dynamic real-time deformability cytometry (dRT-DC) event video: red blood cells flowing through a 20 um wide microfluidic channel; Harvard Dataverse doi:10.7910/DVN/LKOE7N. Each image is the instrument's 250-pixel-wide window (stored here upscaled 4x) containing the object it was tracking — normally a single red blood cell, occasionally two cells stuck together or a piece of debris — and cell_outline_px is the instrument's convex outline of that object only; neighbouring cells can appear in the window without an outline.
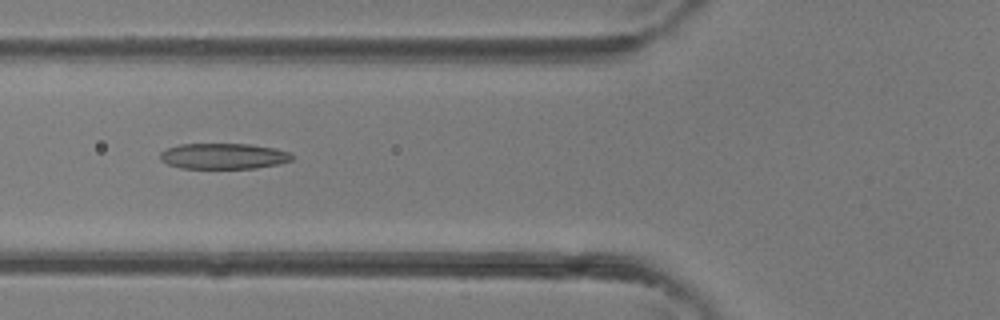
{"species": "common noctule bat (a hibernating species)", "species_latin": "Nyctalus noctula", "temperature_condition": "room temperature", "stored_images_in_passage": 39, "camera_frame_rate_fps": 3000, "um_per_image_px": 0.085, "animal": {"sex": "female"}, "frame": {"image": 1, "passage_image": 15, "time_ms": 4.667, "image_size_px": [1000, 320], "cell_outline_px": [[292, 160], [280, 164], [256, 168], [180, 168], [168, 164], [160, 160], [160, 152], [168, 148], [180, 144], [248, 144], [276, 148], [288, 152], [292, 156]], "centroid_in_image_um": [19.0, 13.27], "position_along_channel_um": 106.8, "area_um2": 19.77}}
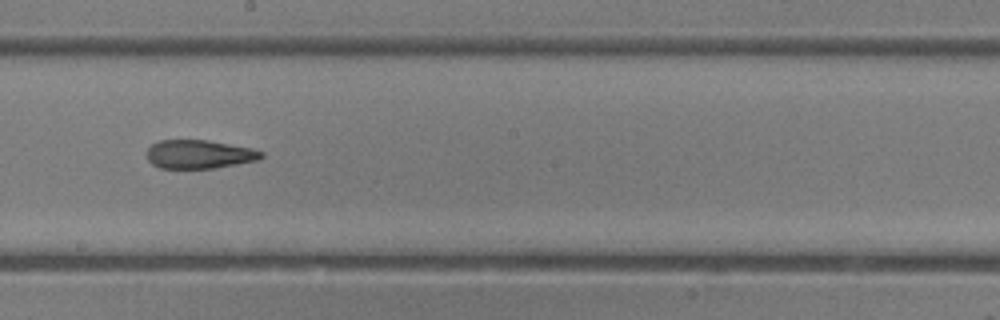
{"frame": {"image": 2, "passage_image": 22, "time_ms": 7.0, "image_size_px": [1000, 320], "cell_outline_px": [[264, 156], [256, 160], [216, 168], [160, 168], [152, 164], [148, 160], [148, 148], [152, 144], [160, 140], [208, 140], [252, 148], [264, 152]], "centroid_in_image_um": [16.94, 13.11], "position_along_channel_um": 231.3, "area_um2": 19.02}}
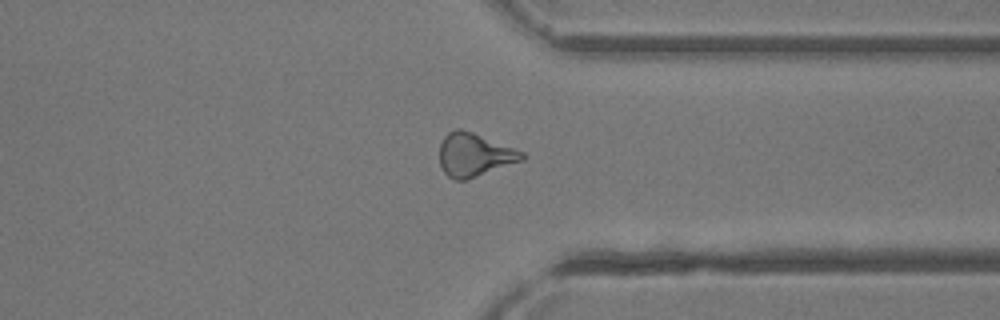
{"frame": {"image": 3, "passage_image": 30, "time_ms": 9.667, "image_size_px": [1000, 320], "cell_outline_px": [[524, 160], [468, 180], [452, 180], [444, 172], [440, 164], [440, 144], [444, 136], [448, 132], [456, 128], [460, 128], [472, 132], [524, 152]], "centroid_in_image_um": [40.31, 13.18], "position_along_channel_um": 371.1, "area_um2": 20.87}}